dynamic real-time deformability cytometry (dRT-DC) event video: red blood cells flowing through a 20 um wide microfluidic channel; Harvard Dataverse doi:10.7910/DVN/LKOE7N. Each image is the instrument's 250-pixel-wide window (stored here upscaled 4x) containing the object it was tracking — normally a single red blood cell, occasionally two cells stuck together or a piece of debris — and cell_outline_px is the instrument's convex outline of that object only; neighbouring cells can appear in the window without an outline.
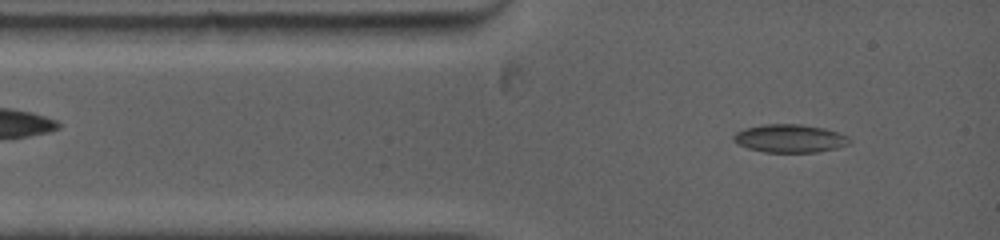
{"species": "common noctule bat (a hibernating species)", "species_latin": "Nyctalus noctula", "temperature_condition": "warm", "stored_images_in_passage": 3, "segment_of_instrument_passage": [2, 2], "camera_frame_rate_fps": 5000, "um_per_image_px": 0.085, "animal": {"sex": "female", "body_mass_g": 19.0, "forearm_length_mm": 53.3}, "frame": {"image": 1, "passage_image": 3, "time_ms": 2.4, "image_size_px": [1000, 240], "cell_outline_px": [[852, 140], [848, 144], [836, 148], [816, 152], [764, 152], [748, 148], [732, 140], [732, 136], [736, 132], [744, 128], [764, 124], [800, 124], [824, 128], [848, 136]], "centroid_in_image_um": [67.12, 11.76], "position_along_channel_um": 17.9, "area_um2": 18.96}}